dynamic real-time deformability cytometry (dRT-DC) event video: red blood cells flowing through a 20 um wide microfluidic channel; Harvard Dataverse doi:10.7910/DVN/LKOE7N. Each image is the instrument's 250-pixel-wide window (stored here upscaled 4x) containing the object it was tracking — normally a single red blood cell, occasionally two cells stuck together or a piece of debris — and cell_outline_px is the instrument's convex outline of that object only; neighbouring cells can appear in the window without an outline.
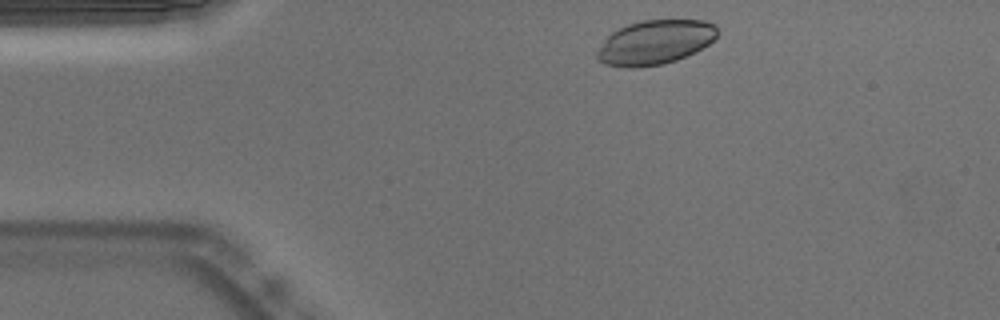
{"species": "Egyptian fruit bat (a non-hibernating species)", "species_latin": "Rousettus aegyptiacus", "temperature_condition": "warm", "stored_images_in_passage": 46, "camera_frame_rate_fps": 3000, "um_per_image_px": 0.085, "animal": {"sex": "male"}, "frame": {"image": 1, "passage_image": 2, "time_ms": 0.333, "image_size_px": [1000, 320], "cell_outline_px": [[716, 36], [708, 44], [676, 60], [664, 64], [636, 68], [624, 68], [604, 64], [596, 56], [596, 52], [604, 40], [612, 32], [628, 24], [640, 20], [704, 20], [716, 24]], "centroid_in_image_um": [55.64, 3.6], "position_along_channel_um": 29.4, "area_um2": 30.92}}
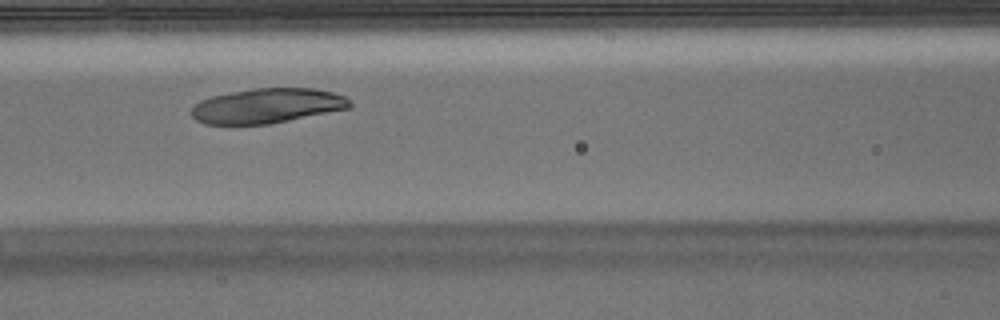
{"frame": {"image": 2, "passage_image": 15, "time_ms": 4.667, "image_size_px": [1000, 320], "cell_outline_px": [[352, 104], [348, 108], [268, 124], [204, 124], [196, 120], [192, 116], [192, 104], [200, 100], [212, 96], [228, 92], [252, 88], [316, 88], [332, 92], [344, 96], [352, 100]], "centroid_in_image_um": [22.67, 8.98], "position_along_channel_um": 143.9, "area_um2": 32.14}}
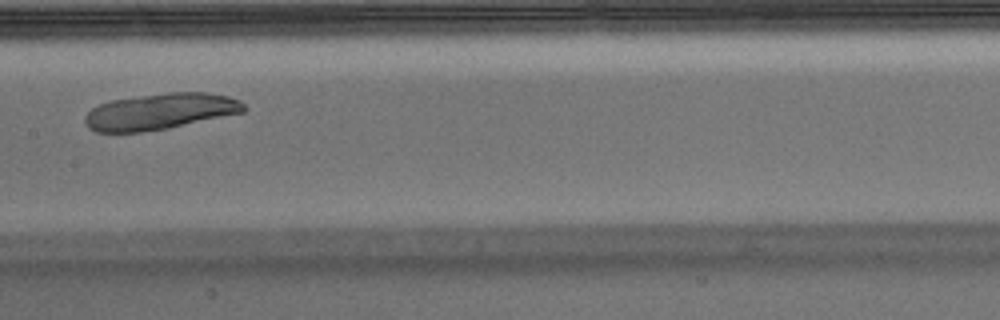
{"frame": {"image": 3, "passage_image": 19, "time_ms": 6.0, "image_size_px": [1000, 320], "cell_outline_px": [[248, 108], [244, 112], [168, 128], [140, 132], [96, 132], [88, 128], [84, 120], [84, 116], [92, 108], [100, 104], [112, 100], [168, 92], [204, 92], [228, 96], [240, 100]], "centroid_in_image_um": [13.62, 9.47], "position_along_channel_um": 193.8, "area_um2": 33.41}}